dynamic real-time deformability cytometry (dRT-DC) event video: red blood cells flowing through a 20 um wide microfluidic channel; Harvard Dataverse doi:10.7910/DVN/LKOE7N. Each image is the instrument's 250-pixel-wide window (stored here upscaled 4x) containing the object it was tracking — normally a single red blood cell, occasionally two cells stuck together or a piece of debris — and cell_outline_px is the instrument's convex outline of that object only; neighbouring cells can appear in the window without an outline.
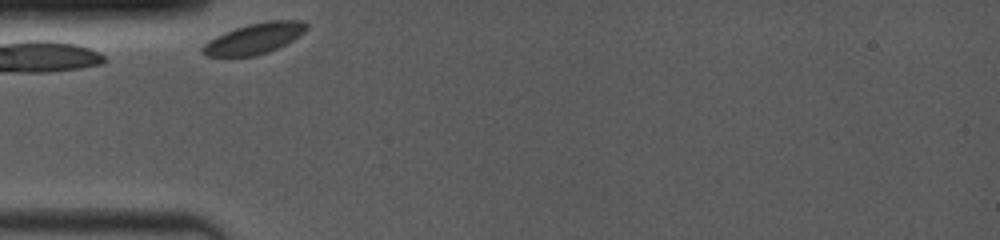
{"species": "common noctule bat (a hibernating species)", "species_latin": "Nyctalus noctula", "temperature_condition": "room temperature", "stored_images_in_passage": 45, "camera_frame_rate_fps": 4000, "um_per_image_px": 0.085, "animal": {"sex": "female", "body_mass_g": 19.0, "forearm_length_mm": 53.3}, "frame": {"image": 1, "passage_image": 1, "time_ms": 0.0, "image_size_px": [1000, 240], "cell_outline_px": [[308, 28], [300, 36], [268, 52], [252, 56], [208, 56], [200, 52], [200, 48], [208, 40], [224, 32], [248, 24], [268, 20], [304, 20], [308, 24]], "centroid_in_image_um": [21.62, 3.26], "position_along_channel_um": 63.4, "area_um2": 18.61}}
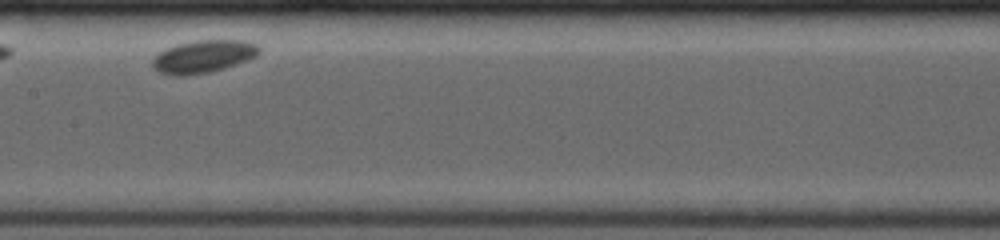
{"frame": {"image": 2, "passage_image": 18, "time_ms": 3.75, "image_size_px": [1000, 240], "cell_outline_px": [[260, 52], [256, 56], [236, 64], [224, 68], [208, 72], [184, 76], [176, 76], [160, 72], [152, 64], [152, 60], [160, 52], [176, 44], [196, 40], [244, 40], [260, 44]], "centroid_in_image_um": [17.33, 4.79], "position_along_channel_um": 190.1, "area_um2": 20.17}}
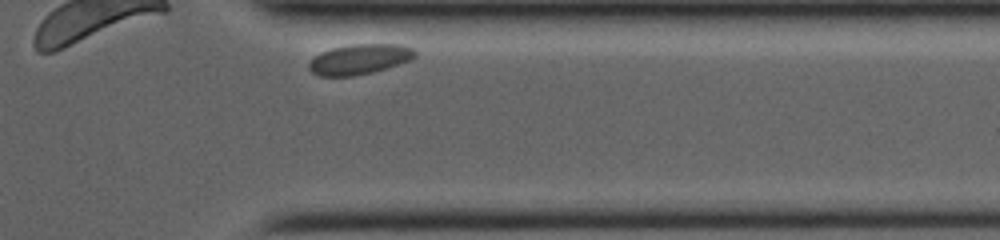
{"frame": {"image": 3, "passage_image": 43, "time_ms": 9.25, "image_size_px": [1000, 240], "cell_outline_px": [[416, 56], [408, 60], [372, 72], [352, 76], [320, 76], [312, 72], [308, 68], [308, 64], [316, 56], [332, 48], [352, 44], [400, 44], [416, 48]], "centroid_in_image_um": [30.57, 5.02], "position_along_channel_um": 380.8, "area_um2": 18.38}}